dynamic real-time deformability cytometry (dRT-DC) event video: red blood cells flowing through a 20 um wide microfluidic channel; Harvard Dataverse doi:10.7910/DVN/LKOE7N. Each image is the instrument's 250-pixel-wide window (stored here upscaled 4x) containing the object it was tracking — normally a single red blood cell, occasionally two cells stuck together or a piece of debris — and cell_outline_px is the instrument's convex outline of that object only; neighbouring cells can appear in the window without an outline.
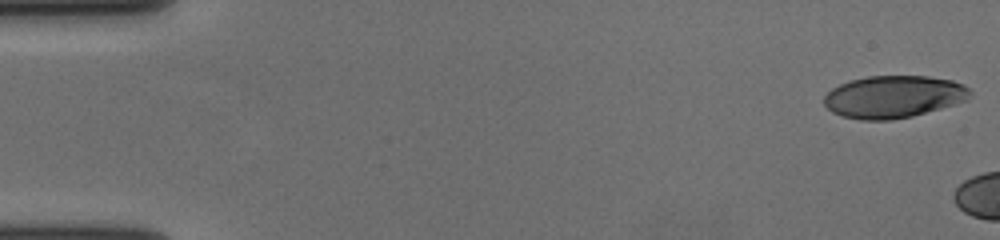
{"species": "human", "species_latin": "Homo sapiens", "temperature_condition": "cold", "stored_images_in_passage": 7, "camera_frame_rate_fps": 3000, "um_per_image_px": 0.085, "donor": {"sex": "female"}, "frame": {"image": 1, "passage_image": 1, "time_ms": 0.0, "image_size_px": [1000, 240], "cell_outline_px": [[972, 96], [968, 100], [956, 104], [912, 116], [892, 120], [860, 120], [844, 116], [832, 112], [824, 104], [824, 96], [832, 88], [848, 80], [868, 76], [928, 76], [952, 80], [964, 84], [972, 92]], "centroid_in_image_um": [75.98, 8.22], "position_along_channel_um": 9.0, "area_um2": 36.24}}